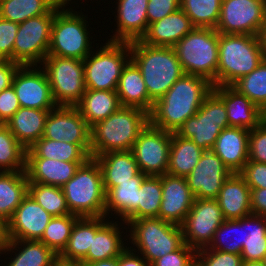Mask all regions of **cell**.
<instances>
[{
  "instance_id": "6da1fadb",
  "label": "cell",
  "mask_w": 266,
  "mask_h": 266,
  "mask_svg": "<svg viewBox=\"0 0 266 266\" xmlns=\"http://www.w3.org/2000/svg\"><path fill=\"white\" fill-rule=\"evenodd\" d=\"M213 91L206 78L185 74L153 104L149 124L155 128L176 133L182 124L194 116L205 98Z\"/></svg>"
},
{
  "instance_id": "7a4b0ae2",
  "label": "cell",
  "mask_w": 266,
  "mask_h": 266,
  "mask_svg": "<svg viewBox=\"0 0 266 266\" xmlns=\"http://www.w3.org/2000/svg\"><path fill=\"white\" fill-rule=\"evenodd\" d=\"M148 124L147 111L121 106L106 119L90 127L91 157L108 152L131 151L138 135Z\"/></svg>"
},
{
  "instance_id": "3957f363",
  "label": "cell",
  "mask_w": 266,
  "mask_h": 266,
  "mask_svg": "<svg viewBox=\"0 0 266 266\" xmlns=\"http://www.w3.org/2000/svg\"><path fill=\"white\" fill-rule=\"evenodd\" d=\"M131 60L140 69L149 98L155 102L183 75L173 47H155L140 40L130 42Z\"/></svg>"
},
{
  "instance_id": "277c9868",
  "label": "cell",
  "mask_w": 266,
  "mask_h": 266,
  "mask_svg": "<svg viewBox=\"0 0 266 266\" xmlns=\"http://www.w3.org/2000/svg\"><path fill=\"white\" fill-rule=\"evenodd\" d=\"M62 190L71 214L79 218L105 217L106 192L95 158L90 157L81 164Z\"/></svg>"
},
{
  "instance_id": "5b68a950",
  "label": "cell",
  "mask_w": 266,
  "mask_h": 266,
  "mask_svg": "<svg viewBox=\"0 0 266 266\" xmlns=\"http://www.w3.org/2000/svg\"><path fill=\"white\" fill-rule=\"evenodd\" d=\"M264 58L258 36L219 33L217 86H231Z\"/></svg>"
},
{
  "instance_id": "8992f818",
  "label": "cell",
  "mask_w": 266,
  "mask_h": 266,
  "mask_svg": "<svg viewBox=\"0 0 266 266\" xmlns=\"http://www.w3.org/2000/svg\"><path fill=\"white\" fill-rule=\"evenodd\" d=\"M69 8L65 4L56 5L47 55L83 61L95 50L91 42L93 36L88 32V17L82 11H75L74 7Z\"/></svg>"
},
{
  "instance_id": "52a82bcc",
  "label": "cell",
  "mask_w": 266,
  "mask_h": 266,
  "mask_svg": "<svg viewBox=\"0 0 266 266\" xmlns=\"http://www.w3.org/2000/svg\"><path fill=\"white\" fill-rule=\"evenodd\" d=\"M126 225L130 233L127 235L129 244L134 247L129 248L140 253L150 264L185 244L181 227L160 218L128 220Z\"/></svg>"
},
{
  "instance_id": "ba28073f",
  "label": "cell",
  "mask_w": 266,
  "mask_h": 266,
  "mask_svg": "<svg viewBox=\"0 0 266 266\" xmlns=\"http://www.w3.org/2000/svg\"><path fill=\"white\" fill-rule=\"evenodd\" d=\"M185 74L208 79L217 86L219 32L194 28L173 47Z\"/></svg>"
},
{
  "instance_id": "9c48e42d",
  "label": "cell",
  "mask_w": 266,
  "mask_h": 266,
  "mask_svg": "<svg viewBox=\"0 0 266 266\" xmlns=\"http://www.w3.org/2000/svg\"><path fill=\"white\" fill-rule=\"evenodd\" d=\"M106 42L83 60L86 89L116 90L122 69L131 59L130 42Z\"/></svg>"
},
{
  "instance_id": "30bf717a",
  "label": "cell",
  "mask_w": 266,
  "mask_h": 266,
  "mask_svg": "<svg viewBox=\"0 0 266 266\" xmlns=\"http://www.w3.org/2000/svg\"><path fill=\"white\" fill-rule=\"evenodd\" d=\"M40 65L47 75L55 104L76 106L86 91L83 61L47 55Z\"/></svg>"
},
{
  "instance_id": "8fae6325",
  "label": "cell",
  "mask_w": 266,
  "mask_h": 266,
  "mask_svg": "<svg viewBox=\"0 0 266 266\" xmlns=\"http://www.w3.org/2000/svg\"><path fill=\"white\" fill-rule=\"evenodd\" d=\"M227 127L229 123L224 102L212 91L205 98L198 112L189 117L176 134L192 140L203 150H212L217 137Z\"/></svg>"
},
{
  "instance_id": "7c38bea8",
  "label": "cell",
  "mask_w": 266,
  "mask_h": 266,
  "mask_svg": "<svg viewBox=\"0 0 266 266\" xmlns=\"http://www.w3.org/2000/svg\"><path fill=\"white\" fill-rule=\"evenodd\" d=\"M56 5L47 13L19 23L13 48V62L40 65L48 54Z\"/></svg>"
},
{
  "instance_id": "4fadbf2b",
  "label": "cell",
  "mask_w": 266,
  "mask_h": 266,
  "mask_svg": "<svg viewBox=\"0 0 266 266\" xmlns=\"http://www.w3.org/2000/svg\"><path fill=\"white\" fill-rule=\"evenodd\" d=\"M216 199H198L180 225L184 242L196 250L206 248L219 226L225 221Z\"/></svg>"
},
{
  "instance_id": "5bb4252c",
  "label": "cell",
  "mask_w": 266,
  "mask_h": 266,
  "mask_svg": "<svg viewBox=\"0 0 266 266\" xmlns=\"http://www.w3.org/2000/svg\"><path fill=\"white\" fill-rule=\"evenodd\" d=\"M265 16L266 5L263 0H222L215 30L220 34L258 36Z\"/></svg>"
},
{
  "instance_id": "9a60e30c",
  "label": "cell",
  "mask_w": 266,
  "mask_h": 266,
  "mask_svg": "<svg viewBox=\"0 0 266 266\" xmlns=\"http://www.w3.org/2000/svg\"><path fill=\"white\" fill-rule=\"evenodd\" d=\"M171 133L148 124L138 135L132 152L140 172L162 176L168 171Z\"/></svg>"
},
{
  "instance_id": "2e32d148",
  "label": "cell",
  "mask_w": 266,
  "mask_h": 266,
  "mask_svg": "<svg viewBox=\"0 0 266 266\" xmlns=\"http://www.w3.org/2000/svg\"><path fill=\"white\" fill-rule=\"evenodd\" d=\"M12 86L20 107L52 110L57 106L41 65H20L14 74Z\"/></svg>"
},
{
  "instance_id": "e0dca14e",
  "label": "cell",
  "mask_w": 266,
  "mask_h": 266,
  "mask_svg": "<svg viewBox=\"0 0 266 266\" xmlns=\"http://www.w3.org/2000/svg\"><path fill=\"white\" fill-rule=\"evenodd\" d=\"M42 137L71 144H91L90 126L76 106H56L50 110Z\"/></svg>"
},
{
  "instance_id": "ac0fdd59",
  "label": "cell",
  "mask_w": 266,
  "mask_h": 266,
  "mask_svg": "<svg viewBox=\"0 0 266 266\" xmlns=\"http://www.w3.org/2000/svg\"><path fill=\"white\" fill-rule=\"evenodd\" d=\"M232 171L212 150H205L197 166L186 177L188 187L198 199H216Z\"/></svg>"
},
{
  "instance_id": "d6986e66",
  "label": "cell",
  "mask_w": 266,
  "mask_h": 266,
  "mask_svg": "<svg viewBox=\"0 0 266 266\" xmlns=\"http://www.w3.org/2000/svg\"><path fill=\"white\" fill-rule=\"evenodd\" d=\"M52 218L28 193L6 223L7 240H40Z\"/></svg>"
},
{
  "instance_id": "ffe728a7",
  "label": "cell",
  "mask_w": 266,
  "mask_h": 266,
  "mask_svg": "<svg viewBox=\"0 0 266 266\" xmlns=\"http://www.w3.org/2000/svg\"><path fill=\"white\" fill-rule=\"evenodd\" d=\"M162 201L159 218L181 225L188 215L195 196L190 191L186 177L164 174L161 176Z\"/></svg>"
},
{
  "instance_id": "44dd1931",
  "label": "cell",
  "mask_w": 266,
  "mask_h": 266,
  "mask_svg": "<svg viewBox=\"0 0 266 266\" xmlns=\"http://www.w3.org/2000/svg\"><path fill=\"white\" fill-rule=\"evenodd\" d=\"M118 1V2H117ZM115 33L108 41L132 42L140 40L148 28L147 5L149 0H117Z\"/></svg>"
},
{
  "instance_id": "7402d4cb",
  "label": "cell",
  "mask_w": 266,
  "mask_h": 266,
  "mask_svg": "<svg viewBox=\"0 0 266 266\" xmlns=\"http://www.w3.org/2000/svg\"><path fill=\"white\" fill-rule=\"evenodd\" d=\"M223 100L230 127L252 130L264 121L265 113L232 86H213Z\"/></svg>"
},
{
  "instance_id": "603a6c76",
  "label": "cell",
  "mask_w": 266,
  "mask_h": 266,
  "mask_svg": "<svg viewBox=\"0 0 266 266\" xmlns=\"http://www.w3.org/2000/svg\"><path fill=\"white\" fill-rule=\"evenodd\" d=\"M194 28L189 17L180 8L163 19L148 25L146 33L140 41L155 47H174Z\"/></svg>"
},
{
  "instance_id": "cb8c5ba5",
  "label": "cell",
  "mask_w": 266,
  "mask_h": 266,
  "mask_svg": "<svg viewBox=\"0 0 266 266\" xmlns=\"http://www.w3.org/2000/svg\"><path fill=\"white\" fill-rule=\"evenodd\" d=\"M118 222L116 220L115 222L114 220H108L96 232L95 236L92 237V243L86 257L80 262L82 266L96 261L118 257L127 248L129 244L124 241L128 239H125V237H128L126 236L128 234L124 232V229L128 232V228L125 226L126 223L124 221L119 222V224ZM122 224H125L124 227ZM122 233L126 235L124 236Z\"/></svg>"
},
{
  "instance_id": "d4e9b609",
  "label": "cell",
  "mask_w": 266,
  "mask_h": 266,
  "mask_svg": "<svg viewBox=\"0 0 266 266\" xmlns=\"http://www.w3.org/2000/svg\"><path fill=\"white\" fill-rule=\"evenodd\" d=\"M145 174L139 172L129 181L112 187L106 193L105 217L115 214L116 218L125 223L128 220L138 219V193ZM114 212V213H113ZM118 216V217H117Z\"/></svg>"
},
{
  "instance_id": "484cf974",
  "label": "cell",
  "mask_w": 266,
  "mask_h": 266,
  "mask_svg": "<svg viewBox=\"0 0 266 266\" xmlns=\"http://www.w3.org/2000/svg\"><path fill=\"white\" fill-rule=\"evenodd\" d=\"M249 132L248 129L229 126L222 130L212 148L232 173H238L248 162Z\"/></svg>"
},
{
  "instance_id": "4316f807",
  "label": "cell",
  "mask_w": 266,
  "mask_h": 266,
  "mask_svg": "<svg viewBox=\"0 0 266 266\" xmlns=\"http://www.w3.org/2000/svg\"><path fill=\"white\" fill-rule=\"evenodd\" d=\"M216 201L226 220H236L252 214L251 189L239 173H232L224 181Z\"/></svg>"
},
{
  "instance_id": "83f0119b",
  "label": "cell",
  "mask_w": 266,
  "mask_h": 266,
  "mask_svg": "<svg viewBox=\"0 0 266 266\" xmlns=\"http://www.w3.org/2000/svg\"><path fill=\"white\" fill-rule=\"evenodd\" d=\"M85 162H64L47 158H26L25 172L29 183L63 187Z\"/></svg>"
},
{
  "instance_id": "f1b7e54d",
  "label": "cell",
  "mask_w": 266,
  "mask_h": 266,
  "mask_svg": "<svg viewBox=\"0 0 266 266\" xmlns=\"http://www.w3.org/2000/svg\"><path fill=\"white\" fill-rule=\"evenodd\" d=\"M6 252L11 261L4 266H54L58 261V256L40 240H7L0 247V254Z\"/></svg>"
},
{
  "instance_id": "f546056e",
  "label": "cell",
  "mask_w": 266,
  "mask_h": 266,
  "mask_svg": "<svg viewBox=\"0 0 266 266\" xmlns=\"http://www.w3.org/2000/svg\"><path fill=\"white\" fill-rule=\"evenodd\" d=\"M108 220L107 217L78 218L72 227L68 244L58 256V260L67 263H80L89 251L92 237Z\"/></svg>"
},
{
  "instance_id": "4dcf8cb0",
  "label": "cell",
  "mask_w": 266,
  "mask_h": 266,
  "mask_svg": "<svg viewBox=\"0 0 266 266\" xmlns=\"http://www.w3.org/2000/svg\"><path fill=\"white\" fill-rule=\"evenodd\" d=\"M121 106L152 110L154 102L149 98L140 69L130 59L123 67L116 89Z\"/></svg>"
},
{
  "instance_id": "1f68e13d",
  "label": "cell",
  "mask_w": 266,
  "mask_h": 266,
  "mask_svg": "<svg viewBox=\"0 0 266 266\" xmlns=\"http://www.w3.org/2000/svg\"><path fill=\"white\" fill-rule=\"evenodd\" d=\"M93 158L101 168L106 193L112 187L129 181L140 172L132 151L108 152Z\"/></svg>"
},
{
  "instance_id": "d6a6232c",
  "label": "cell",
  "mask_w": 266,
  "mask_h": 266,
  "mask_svg": "<svg viewBox=\"0 0 266 266\" xmlns=\"http://www.w3.org/2000/svg\"><path fill=\"white\" fill-rule=\"evenodd\" d=\"M49 112L50 110L20 107L5 125L27 150L43 136Z\"/></svg>"
},
{
  "instance_id": "836d02e7",
  "label": "cell",
  "mask_w": 266,
  "mask_h": 266,
  "mask_svg": "<svg viewBox=\"0 0 266 266\" xmlns=\"http://www.w3.org/2000/svg\"><path fill=\"white\" fill-rule=\"evenodd\" d=\"M91 144H71L41 137L26 151V158H47L64 162H86Z\"/></svg>"
},
{
  "instance_id": "e575fe53",
  "label": "cell",
  "mask_w": 266,
  "mask_h": 266,
  "mask_svg": "<svg viewBox=\"0 0 266 266\" xmlns=\"http://www.w3.org/2000/svg\"><path fill=\"white\" fill-rule=\"evenodd\" d=\"M81 116L91 127L96 122L106 119L120 107L116 90L86 89L80 102L76 105Z\"/></svg>"
},
{
  "instance_id": "d590c367",
  "label": "cell",
  "mask_w": 266,
  "mask_h": 266,
  "mask_svg": "<svg viewBox=\"0 0 266 266\" xmlns=\"http://www.w3.org/2000/svg\"><path fill=\"white\" fill-rule=\"evenodd\" d=\"M241 256L243 261H262L266 255V217L241 218Z\"/></svg>"
},
{
  "instance_id": "8d00e7d4",
  "label": "cell",
  "mask_w": 266,
  "mask_h": 266,
  "mask_svg": "<svg viewBox=\"0 0 266 266\" xmlns=\"http://www.w3.org/2000/svg\"><path fill=\"white\" fill-rule=\"evenodd\" d=\"M25 171L0 172V219L7 223L28 194Z\"/></svg>"
},
{
  "instance_id": "74e56055",
  "label": "cell",
  "mask_w": 266,
  "mask_h": 266,
  "mask_svg": "<svg viewBox=\"0 0 266 266\" xmlns=\"http://www.w3.org/2000/svg\"><path fill=\"white\" fill-rule=\"evenodd\" d=\"M204 151L192 140L171 133L167 174L187 177L197 166Z\"/></svg>"
},
{
  "instance_id": "f35d334b",
  "label": "cell",
  "mask_w": 266,
  "mask_h": 266,
  "mask_svg": "<svg viewBox=\"0 0 266 266\" xmlns=\"http://www.w3.org/2000/svg\"><path fill=\"white\" fill-rule=\"evenodd\" d=\"M60 4L63 0H0V17L19 24Z\"/></svg>"
},
{
  "instance_id": "ab89813d",
  "label": "cell",
  "mask_w": 266,
  "mask_h": 266,
  "mask_svg": "<svg viewBox=\"0 0 266 266\" xmlns=\"http://www.w3.org/2000/svg\"><path fill=\"white\" fill-rule=\"evenodd\" d=\"M26 149L5 124H0V172L25 171Z\"/></svg>"
},
{
  "instance_id": "60d3db41",
  "label": "cell",
  "mask_w": 266,
  "mask_h": 266,
  "mask_svg": "<svg viewBox=\"0 0 266 266\" xmlns=\"http://www.w3.org/2000/svg\"><path fill=\"white\" fill-rule=\"evenodd\" d=\"M222 0H180V8L191 20L195 28L215 29Z\"/></svg>"
},
{
  "instance_id": "b9f144b4",
  "label": "cell",
  "mask_w": 266,
  "mask_h": 266,
  "mask_svg": "<svg viewBox=\"0 0 266 266\" xmlns=\"http://www.w3.org/2000/svg\"><path fill=\"white\" fill-rule=\"evenodd\" d=\"M231 86L266 113V58L250 74Z\"/></svg>"
},
{
  "instance_id": "7bdbcfd3",
  "label": "cell",
  "mask_w": 266,
  "mask_h": 266,
  "mask_svg": "<svg viewBox=\"0 0 266 266\" xmlns=\"http://www.w3.org/2000/svg\"><path fill=\"white\" fill-rule=\"evenodd\" d=\"M28 193L52 217L71 214L62 187L29 183Z\"/></svg>"
},
{
  "instance_id": "ee69618b",
  "label": "cell",
  "mask_w": 266,
  "mask_h": 266,
  "mask_svg": "<svg viewBox=\"0 0 266 266\" xmlns=\"http://www.w3.org/2000/svg\"><path fill=\"white\" fill-rule=\"evenodd\" d=\"M161 201V176H146L138 193V219L159 218Z\"/></svg>"
},
{
  "instance_id": "f6af8a7d",
  "label": "cell",
  "mask_w": 266,
  "mask_h": 266,
  "mask_svg": "<svg viewBox=\"0 0 266 266\" xmlns=\"http://www.w3.org/2000/svg\"><path fill=\"white\" fill-rule=\"evenodd\" d=\"M78 218L73 214L53 217L40 241L59 256L67 246L72 227Z\"/></svg>"
},
{
  "instance_id": "bcb514c9",
  "label": "cell",
  "mask_w": 266,
  "mask_h": 266,
  "mask_svg": "<svg viewBox=\"0 0 266 266\" xmlns=\"http://www.w3.org/2000/svg\"><path fill=\"white\" fill-rule=\"evenodd\" d=\"M206 249L241 254V218L225 220L215 232L212 242Z\"/></svg>"
},
{
  "instance_id": "7dc6e473",
  "label": "cell",
  "mask_w": 266,
  "mask_h": 266,
  "mask_svg": "<svg viewBox=\"0 0 266 266\" xmlns=\"http://www.w3.org/2000/svg\"><path fill=\"white\" fill-rule=\"evenodd\" d=\"M241 254L202 248L196 253V266H242Z\"/></svg>"
},
{
  "instance_id": "c3c4849f",
  "label": "cell",
  "mask_w": 266,
  "mask_h": 266,
  "mask_svg": "<svg viewBox=\"0 0 266 266\" xmlns=\"http://www.w3.org/2000/svg\"><path fill=\"white\" fill-rule=\"evenodd\" d=\"M196 253V249L185 243L178 250L155 260L151 266H196Z\"/></svg>"
},
{
  "instance_id": "681fc988",
  "label": "cell",
  "mask_w": 266,
  "mask_h": 266,
  "mask_svg": "<svg viewBox=\"0 0 266 266\" xmlns=\"http://www.w3.org/2000/svg\"><path fill=\"white\" fill-rule=\"evenodd\" d=\"M248 160L266 164V122L249 132Z\"/></svg>"
},
{
  "instance_id": "f907efd6",
  "label": "cell",
  "mask_w": 266,
  "mask_h": 266,
  "mask_svg": "<svg viewBox=\"0 0 266 266\" xmlns=\"http://www.w3.org/2000/svg\"><path fill=\"white\" fill-rule=\"evenodd\" d=\"M19 24L0 17V60L13 61V48Z\"/></svg>"
},
{
  "instance_id": "816d5d0a",
  "label": "cell",
  "mask_w": 266,
  "mask_h": 266,
  "mask_svg": "<svg viewBox=\"0 0 266 266\" xmlns=\"http://www.w3.org/2000/svg\"><path fill=\"white\" fill-rule=\"evenodd\" d=\"M238 173L250 189L266 188V164L248 160Z\"/></svg>"
},
{
  "instance_id": "f5cc1de1",
  "label": "cell",
  "mask_w": 266,
  "mask_h": 266,
  "mask_svg": "<svg viewBox=\"0 0 266 266\" xmlns=\"http://www.w3.org/2000/svg\"><path fill=\"white\" fill-rule=\"evenodd\" d=\"M180 9V0H149L147 5L148 25Z\"/></svg>"
},
{
  "instance_id": "db71d44e",
  "label": "cell",
  "mask_w": 266,
  "mask_h": 266,
  "mask_svg": "<svg viewBox=\"0 0 266 266\" xmlns=\"http://www.w3.org/2000/svg\"><path fill=\"white\" fill-rule=\"evenodd\" d=\"M20 108L13 86L0 92V124H5Z\"/></svg>"
},
{
  "instance_id": "11a10c76",
  "label": "cell",
  "mask_w": 266,
  "mask_h": 266,
  "mask_svg": "<svg viewBox=\"0 0 266 266\" xmlns=\"http://www.w3.org/2000/svg\"><path fill=\"white\" fill-rule=\"evenodd\" d=\"M20 64L10 60H0V92L12 85L13 77Z\"/></svg>"
},
{
  "instance_id": "9f6ffc18",
  "label": "cell",
  "mask_w": 266,
  "mask_h": 266,
  "mask_svg": "<svg viewBox=\"0 0 266 266\" xmlns=\"http://www.w3.org/2000/svg\"><path fill=\"white\" fill-rule=\"evenodd\" d=\"M251 213L266 217V188L251 189Z\"/></svg>"
},
{
  "instance_id": "6f0895ef",
  "label": "cell",
  "mask_w": 266,
  "mask_h": 266,
  "mask_svg": "<svg viewBox=\"0 0 266 266\" xmlns=\"http://www.w3.org/2000/svg\"><path fill=\"white\" fill-rule=\"evenodd\" d=\"M118 266H151L139 253L131 250L129 246L118 256Z\"/></svg>"
},
{
  "instance_id": "680465c9",
  "label": "cell",
  "mask_w": 266,
  "mask_h": 266,
  "mask_svg": "<svg viewBox=\"0 0 266 266\" xmlns=\"http://www.w3.org/2000/svg\"><path fill=\"white\" fill-rule=\"evenodd\" d=\"M258 38H259V42H260L263 55L266 58V16H265L264 23L261 27V30L258 33Z\"/></svg>"
},
{
  "instance_id": "91938a15",
  "label": "cell",
  "mask_w": 266,
  "mask_h": 266,
  "mask_svg": "<svg viewBox=\"0 0 266 266\" xmlns=\"http://www.w3.org/2000/svg\"><path fill=\"white\" fill-rule=\"evenodd\" d=\"M85 266H118V257L96 261L93 263L86 264Z\"/></svg>"
},
{
  "instance_id": "94428289",
  "label": "cell",
  "mask_w": 266,
  "mask_h": 266,
  "mask_svg": "<svg viewBox=\"0 0 266 266\" xmlns=\"http://www.w3.org/2000/svg\"><path fill=\"white\" fill-rule=\"evenodd\" d=\"M7 241L6 223L0 219V247Z\"/></svg>"
},
{
  "instance_id": "6125c7cd",
  "label": "cell",
  "mask_w": 266,
  "mask_h": 266,
  "mask_svg": "<svg viewBox=\"0 0 266 266\" xmlns=\"http://www.w3.org/2000/svg\"><path fill=\"white\" fill-rule=\"evenodd\" d=\"M242 266H266L264 261H243Z\"/></svg>"
},
{
  "instance_id": "be15d7a7",
  "label": "cell",
  "mask_w": 266,
  "mask_h": 266,
  "mask_svg": "<svg viewBox=\"0 0 266 266\" xmlns=\"http://www.w3.org/2000/svg\"><path fill=\"white\" fill-rule=\"evenodd\" d=\"M54 266H82V265L80 263H67L58 260Z\"/></svg>"
},
{
  "instance_id": "e7e4bbea",
  "label": "cell",
  "mask_w": 266,
  "mask_h": 266,
  "mask_svg": "<svg viewBox=\"0 0 266 266\" xmlns=\"http://www.w3.org/2000/svg\"><path fill=\"white\" fill-rule=\"evenodd\" d=\"M70 1H71V0H63V4H65L66 6L71 5V4H70ZM97 1H98V0H97ZM99 1H100V0H99Z\"/></svg>"
},
{
  "instance_id": "03108f58",
  "label": "cell",
  "mask_w": 266,
  "mask_h": 266,
  "mask_svg": "<svg viewBox=\"0 0 266 266\" xmlns=\"http://www.w3.org/2000/svg\"><path fill=\"white\" fill-rule=\"evenodd\" d=\"M263 261H264V263H265V265H266V255H265V258H264V260H263Z\"/></svg>"
}]
</instances>
